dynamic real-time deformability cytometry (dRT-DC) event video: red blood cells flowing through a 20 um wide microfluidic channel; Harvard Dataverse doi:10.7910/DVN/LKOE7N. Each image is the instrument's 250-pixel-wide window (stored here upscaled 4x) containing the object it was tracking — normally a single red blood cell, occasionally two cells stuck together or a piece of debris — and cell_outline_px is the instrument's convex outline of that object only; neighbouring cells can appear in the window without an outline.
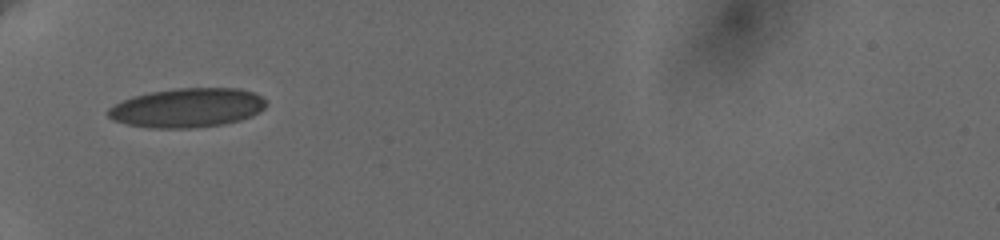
{"species": "human", "species_latin": "Homo sapiens", "temperature_condition": "cold", "stored_images_in_passage": 25, "camera_frame_rate_fps": 3000, "um_per_image_px": 0.085, "donor": {"sex": "female"}, "frame": {"image": 1, "passage_image": 1, "time_ms": 0.0, "image_size_px": [1000, 240], "cell_outline_px": [[268, 104], [260, 112], [252, 116], [240, 120], [224, 124], [192, 128], [148, 128], [128, 124], [112, 120], [108, 116], [108, 108], [132, 96], [152, 92], [176, 88], [240, 88], [252, 92], [260, 96]], "centroid_in_image_um": [15.94, 9.17], "position_along_channel_um": 69.1, "area_um2": 36.13}}
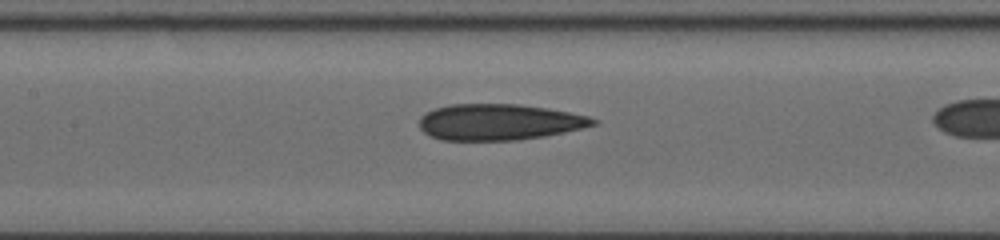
{"frame": {"image": 2, "passage_image": 6, "time_ms": 1.667, "image_size_px": [1000, 240], "cell_outline_px": [[596, 124], [564, 132], [544, 136], [516, 140], [440, 140], [424, 132], [420, 128], [420, 116], [424, 112], [436, 108], [452, 104], [516, 104], [548, 108], [588, 116], [596, 120]], "centroid_in_image_um": [42.38, 10.37], "position_along_channel_um": 165.0, "area_um2": 36.36}}
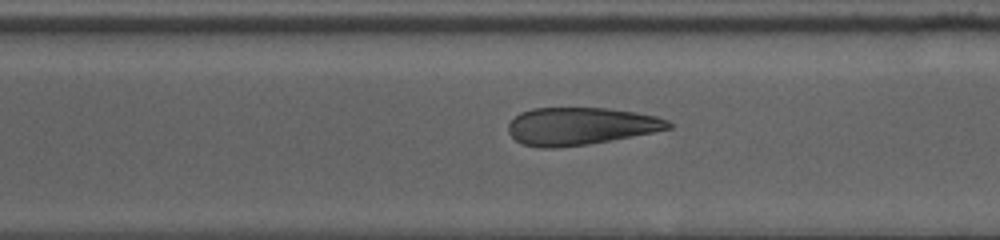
{"frame": {"image": 3, "passage_image": 19, "time_ms": 6.0, "image_size_px": [1000, 240], "cell_outline_px": [[672, 128], [632, 136], [588, 144], [548, 148], [540, 148], [524, 144], [516, 140], [508, 132], [508, 124], [520, 112], [532, 108], [608, 108], [636, 112], [656, 116], [668, 120], [672, 124]], "centroid_in_image_um": [49.33, 10.71], "position_along_channel_um": 321.3, "area_um2": 34.8}}